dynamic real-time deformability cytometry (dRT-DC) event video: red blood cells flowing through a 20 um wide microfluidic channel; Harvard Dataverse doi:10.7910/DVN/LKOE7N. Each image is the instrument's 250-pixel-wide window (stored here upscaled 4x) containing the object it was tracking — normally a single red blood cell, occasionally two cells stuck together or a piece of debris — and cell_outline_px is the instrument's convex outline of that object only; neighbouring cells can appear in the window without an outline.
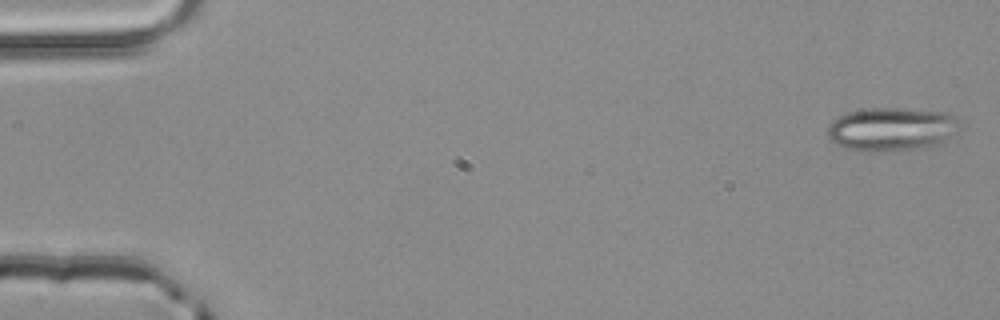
{"species": "common noctule bat (a hibernating species)", "species_latin": "Nyctalus noctula", "temperature_condition": "room temperature", "stored_images_in_passage": 4, "camera_frame_rate_fps": 3000, "um_per_image_px": 0.085, "animal": {"sex": "male", "body_mass_g": 20.4}, "frame": {"image": 1, "passage_image": 1, "time_ms": 0.0, "image_size_px": [1000, 320], "cell_outline_px": [[964, 124], [956, 132], [932, 148], [884, 152], [872, 152], [844, 148], [828, 140], [828, 128], [832, 120], [848, 112], [868, 108], [900, 108], [948, 112], [964, 120]], "centroid_in_image_um": [75.86, 10.99], "position_along_channel_um": 9.1, "area_um2": 34.45}}